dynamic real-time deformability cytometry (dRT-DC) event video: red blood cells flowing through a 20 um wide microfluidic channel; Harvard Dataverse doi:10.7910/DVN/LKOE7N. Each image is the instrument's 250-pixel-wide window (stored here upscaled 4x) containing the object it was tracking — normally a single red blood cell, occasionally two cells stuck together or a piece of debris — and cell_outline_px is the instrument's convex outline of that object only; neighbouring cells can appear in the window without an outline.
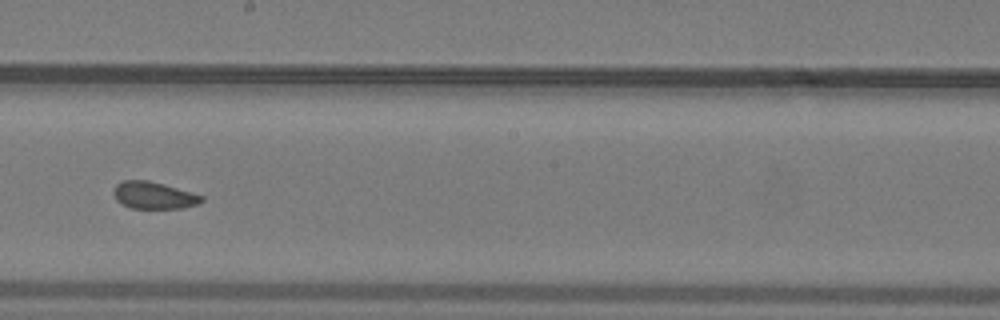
{"species": "common noctule bat (a hibernating species)", "species_latin": "Nyctalus noctula", "temperature_condition": "warm", "stored_images_in_passage": 25, "camera_frame_rate_fps": 3000, "um_per_image_px": 0.085, "animal": {"sex": "male", "body_mass_g": 19.2, "forearm_length_mm": 51.8}, "frame": {"image": 1, "passage_image": 15, "time_ms": 4.667, "image_size_px": [1000, 320], "cell_outline_px": [[204, 200], [196, 204], [184, 208], [132, 208], [120, 204], [116, 200], [116, 184], [124, 180], [148, 180], [204, 196]], "centroid_in_image_um": [13.08, 16.61], "position_along_channel_um": 235.1, "area_um2": 13.58}}
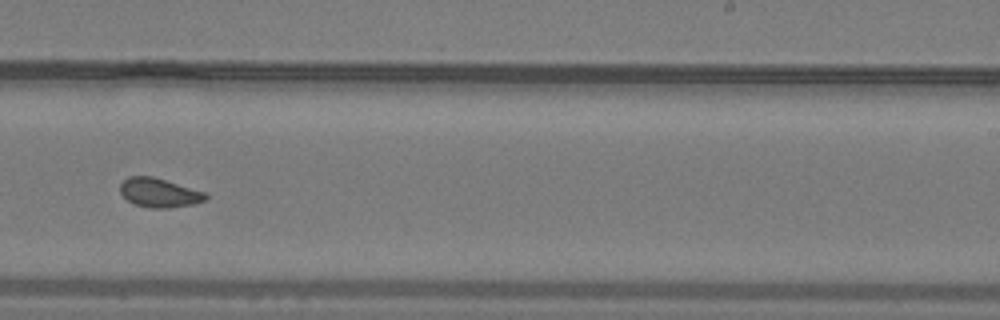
{"frame": {"image": 2, "passage_image": 18, "time_ms": 5.667, "image_size_px": [1000, 320], "cell_outline_px": [[208, 196], [204, 200], [192, 204], [168, 208], [152, 208], [136, 204], [128, 200], [120, 192], [120, 184], [128, 176], [152, 176], [208, 192]], "centroid_in_image_um": [13.56, 16.37], "position_along_channel_um": 275.4, "area_um2": 14.45}, "authors_computed_cell_mechanics": {"area_um2": 14.3922, "velocity_mm_per_s": 4.0731, "shape_relaxation_time_tau1_ms": null, "shape_relaxation_time_tau2_ms": 3.6005, "deformation_change_tau1": null, "deformation_change_tau2": 0.0704}}